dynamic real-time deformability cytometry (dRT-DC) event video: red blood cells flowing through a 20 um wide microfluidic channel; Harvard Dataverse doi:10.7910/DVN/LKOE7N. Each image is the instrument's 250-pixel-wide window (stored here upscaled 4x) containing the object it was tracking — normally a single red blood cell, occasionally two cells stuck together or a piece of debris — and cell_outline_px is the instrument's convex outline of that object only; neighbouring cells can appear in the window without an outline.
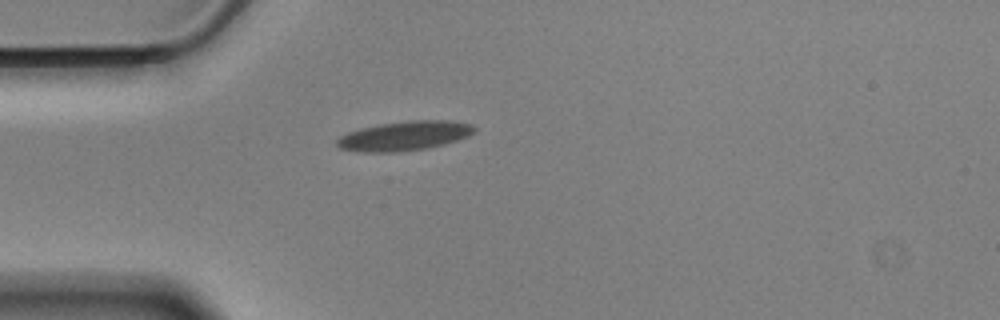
{"species": "Egyptian fruit bat (a non-hibernating species)", "species_latin": "Rousettus aegyptiacus", "temperature_condition": "cold", "stored_images_in_passage": 42, "camera_frame_rate_fps": 3000, "um_per_image_px": 0.085, "animal": {"sex": "male"}, "frame": {"image": 1, "passage_image": 1, "time_ms": 0.0, "image_size_px": [1000, 320], "cell_outline_px": [[476, 132], [468, 136], [444, 144], [428, 148], [396, 152], [364, 152], [340, 148], [336, 144], [336, 140], [340, 136], [348, 132], [360, 128], [380, 124], [408, 120], [452, 120], [472, 124], [476, 128]], "centroid_in_image_um": [34.4, 11.54], "position_along_channel_um": 50.6, "area_um2": 23.64}}
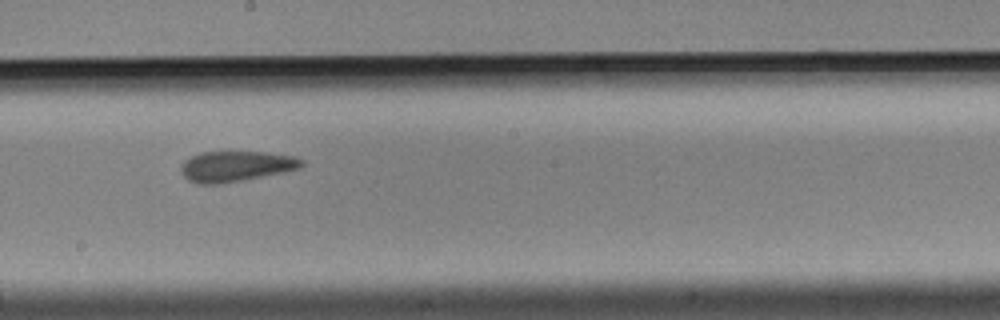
{"frame": {"image": 2, "passage_image": 17, "time_ms": 5.333, "image_size_px": [1000, 320], "cell_outline_px": [[304, 164], [300, 168], [284, 172], [240, 180], [216, 184], [196, 184], [188, 180], [180, 172], [180, 164], [184, 160], [200, 152], [264, 152], [296, 156], [304, 160]], "centroid_in_image_um": [20.04, 14.12], "position_along_channel_um": 228.2, "area_um2": 21.5}}
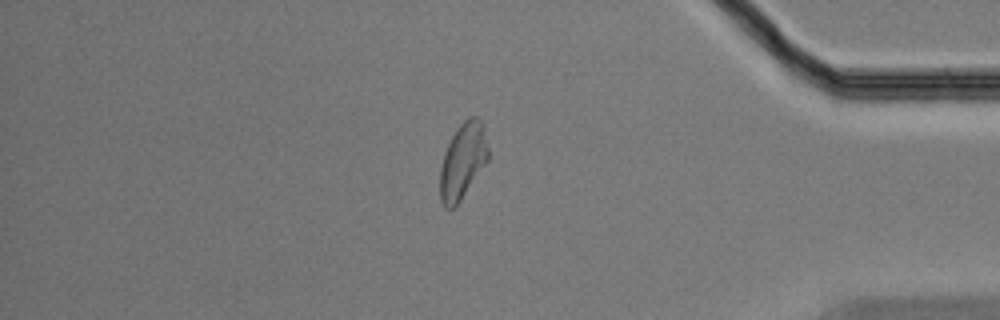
{"frame": {"image": 3, "passage_image": 34, "time_ms": 11.0, "image_size_px": [1000, 320], "cell_outline_px": [[488, 160], [460, 200], [452, 208], [444, 208], [440, 200], [440, 168], [444, 152], [456, 128], [468, 116], [476, 116], [484, 124], [488, 148]], "centroid_in_image_um": [39.33, 13.64], "position_along_channel_um": 395.9, "area_um2": 21.21}, "authors_computed_cell_mechanics": {"area_um2": 21.7328, "velocity_mm_per_s": 3.4993, "shape_relaxation_time_tau1_ms": 6.1446, "shape_relaxation_time_tau2_ms": 2.7854, "deformation_change_tau1": 0.1615, "deformation_change_tau2": 0.1058}}